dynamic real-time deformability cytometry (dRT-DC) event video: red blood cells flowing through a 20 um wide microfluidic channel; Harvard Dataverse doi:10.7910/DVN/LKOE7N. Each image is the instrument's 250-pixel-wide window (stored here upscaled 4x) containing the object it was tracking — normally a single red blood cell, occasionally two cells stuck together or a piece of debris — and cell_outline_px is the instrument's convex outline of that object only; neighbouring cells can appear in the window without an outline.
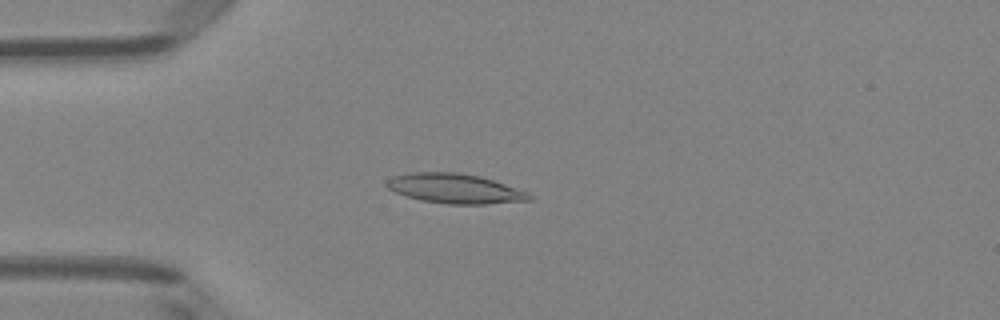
{"species": "Egyptian fruit bat (a non-hibernating species)", "species_latin": "Rousettus aegyptiacus", "temperature_condition": "room temperature", "stored_images_in_passage": 50, "camera_frame_rate_fps": 3000, "um_per_image_px": 0.085, "animal": {"sex": "female"}, "frame": {"image": 1, "passage_image": 13, "time_ms": 4.0, "image_size_px": [1000, 320], "cell_outline_px": [[532, 200], [484, 204], [448, 204], [420, 200], [396, 192], [388, 188], [384, 184], [392, 176], [412, 172], [456, 172], [480, 176], [528, 192], [532, 196]], "centroid_in_image_um": [38.65, 16.02], "position_along_channel_um": 46.3, "area_um2": 24.51}}
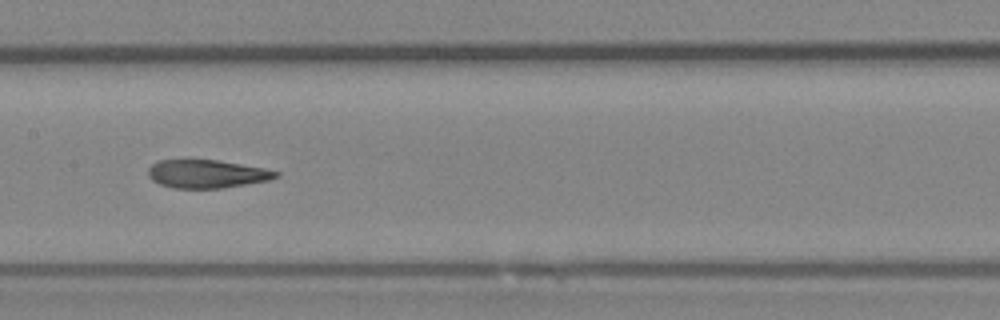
{"frame": {"image": 2, "passage_image": 25, "time_ms": 8.0, "image_size_px": [1000, 320], "cell_outline_px": [[280, 176], [268, 180], [224, 188], [172, 188], [160, 184], [152, 180], [148, 176], [148, 168], [152, 164], [160, 160], [184, 156], [216, 160], [264, 168], [280, 172]], "centroid_in_image_um": [17.51, 14.74], "position_along_channel_um": 189.9, "area_um2": 21.73}}
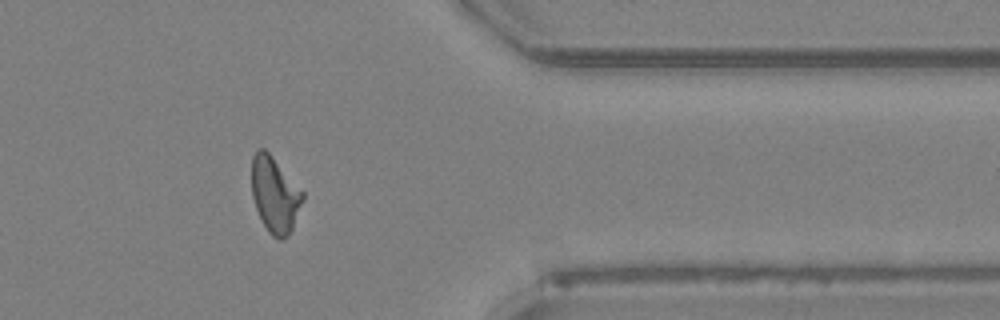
{"frame": {"image": 3, "passage_image": 41, "time_ms": 13.333, "image_size_px": [1000, 320], "cell_outline_px": [[304, 200], [292, 228], [288, 236], [280, 240], [272, 236], [268, 232], [256, 208], [252, 196], [252, 156], [260, 148], [264, 148], [272, 156], [304, 192]], "centroid_in_image_um": [23.37, 16.56], "position_along_channel_um": 388.0, "area_um2": 22.37}, "authors_computed_cell_mechanics": {"area_um2": 22.542, "velocity_mm_per_s": 4.0199, "shape_relaxation_time_tau1_ms": null, "shape_relaxation_time_tau2_ms": 2.5608, "deformation_change_tau1": null, "deformation_change_tau2": 0.1012}}